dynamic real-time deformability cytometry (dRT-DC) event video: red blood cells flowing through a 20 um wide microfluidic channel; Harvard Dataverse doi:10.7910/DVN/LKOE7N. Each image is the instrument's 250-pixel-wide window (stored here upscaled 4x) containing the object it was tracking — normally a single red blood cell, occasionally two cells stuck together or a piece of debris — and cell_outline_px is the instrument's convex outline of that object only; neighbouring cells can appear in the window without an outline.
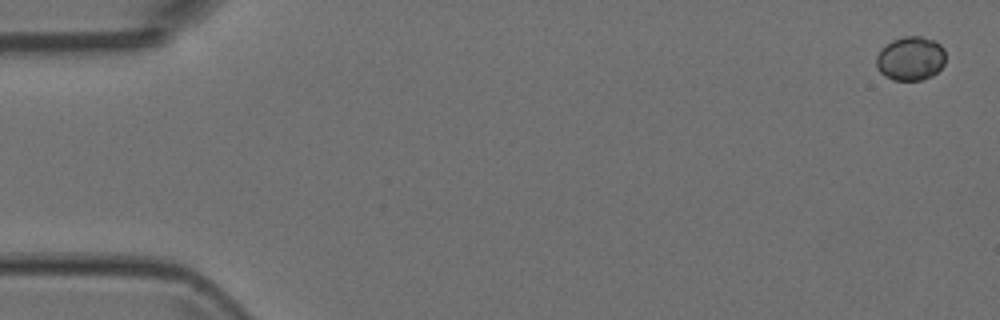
{"species": "Egyptian fruit bat (a non-hibernating species)", "species_latin": "Rousettus aegyptiacus", "temperature_condition": "room temperature", "stored_images_in_passage": 6, "camera_frame_rate_fps": 3000, "um_per_image_px": 0.085, "animal": {"sex": "female"}, "frame": {"image": 1, "passage_image": 1, "time_ms": 0.0, "image_size_px": [1000, 320], "cell_outline_px": [[944, 64], [932, 76], [920, 80], [892, 80], [884, 76], [876, 68], [876, 56], [880, 48], [892, 40], [904, 36], [920, 36], [936, 40], [944, 48]], "centroid_in_image_um": [77.37, 4.96], "position_along_channel_um": 7.6, "area_um2": 17.98}}
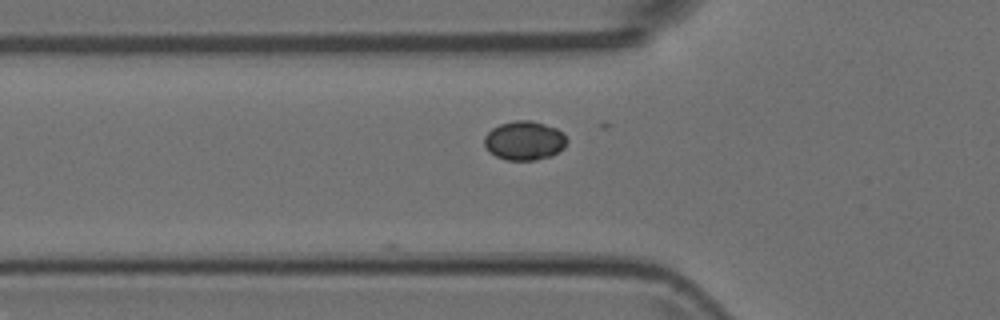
{"frame": {"image": 2, "passage_image": 5, "time_ms": 1.333, "image_size_px": [1000, 320], "cell_outline_px": [[568, 140], [564, 148], [552, 156], [536, 160], [508, 160], [496, 156], [488, 152], [484, 144], [484, 136], [492, 128], [500, 124], [516, 120], [532, 120], [556, 128]], "centroid_in_image_um": [44.56, 11.96], "position_along_channel_um": 81.2, "area_um2": 18.84}}